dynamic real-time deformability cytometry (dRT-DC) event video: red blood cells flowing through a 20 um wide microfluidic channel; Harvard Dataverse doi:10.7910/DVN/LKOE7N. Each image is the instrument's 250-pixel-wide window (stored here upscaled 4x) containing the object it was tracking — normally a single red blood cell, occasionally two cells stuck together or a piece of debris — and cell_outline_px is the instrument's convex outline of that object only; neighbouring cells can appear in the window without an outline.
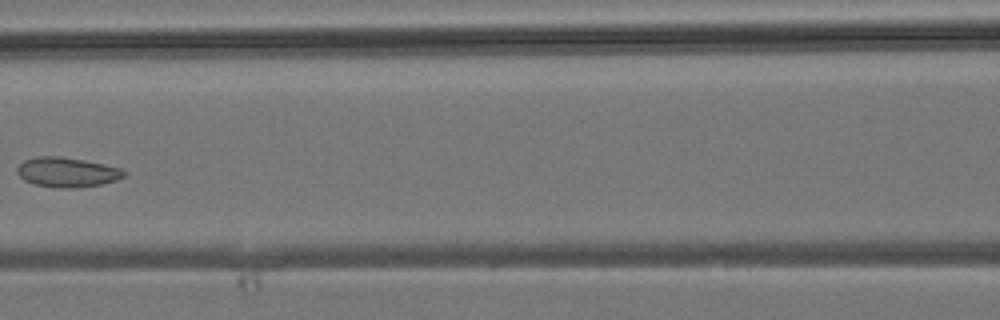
{"species": "common noctule bat (a hibernating species)", "species_latin": "Nyctalus noctula", "temperature_condition": "room temperature", "stored_images_in_passage": 6, "camera_frame_rate_fps": 3000, "um_per_image_px": 0.085, "animal": {"sex": "male", "body_mass_g": 19.2, "forearm_length_mm": 51.8}, "frame": {"image": 1, "passage_image": 6, "time_ms": 6.0, "image_size_px": [1000, 320], "cell_outline_px": [[124, 176], [116, 180], [104, 184], [80, 188], [60, 188], [32, 184], [24, 180], [16, 172], [16, 168], [24, 160], [36, 156], [60, 156], [84, 160], [104, 164], [120, 168], [124, 172]], "centroid_in_image_um": [5.67, 14.64], "position_along_channel_um": 160.9, "area_um2": 18.67}}